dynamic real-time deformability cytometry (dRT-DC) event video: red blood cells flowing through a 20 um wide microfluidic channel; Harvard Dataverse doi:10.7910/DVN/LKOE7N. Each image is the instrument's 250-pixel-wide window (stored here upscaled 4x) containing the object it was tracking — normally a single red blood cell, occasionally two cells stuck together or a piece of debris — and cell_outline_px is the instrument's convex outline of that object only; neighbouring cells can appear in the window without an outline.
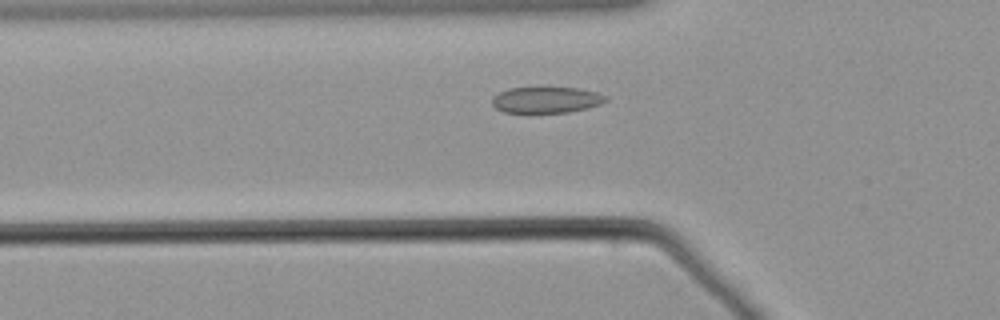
{"species": "common noctule bat (a hibernating species)", "species_latin": "Nyctalus noctula", "temperature_condition": "warm", "stored_images_in_passage": 48, "camera_frame_rate_fps": 3000, "um_per_image_px": 0.085, "animal": {"sex": "male", "body_mass_g": 21.5, "forearm_length_mm": 52.0}, "frame": {"image": 1, "passage_image": 10, "time_ms": 3.0, "image_size_px": [1000, 320], "cell_outline_px": [[608, 100], [600, 104], [588, 108], [568, 112], [504, 112], [496, 108], [492, 104], [492, 96], [508, 88], [576, 88], [596, 92], [608, 96]], "centroid_in_image_um": [46.44, 8.49], "position_along_channel_um": 79.4, "area_um2": 17.17}}
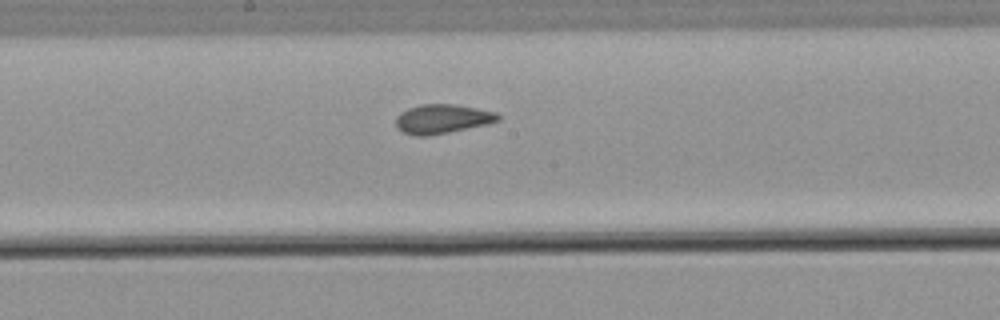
{"frame": {"image": 2, "passage_image": 21, "time_ms": 6.667, "image_size_px": [1000, 320], "cell_outline_px": [[500, 120], [488, 124], [428, 136], [416, 136], [400, 132], [396, 128], [396, 116], [400, 112], [408, 108], [420, 104], [456, 104], [496, 112], [500, 116]], "centroid_in_image_um": [37.56, 10.11], "position_along_channel_um": 210.6, "area_um2": 17.57}}
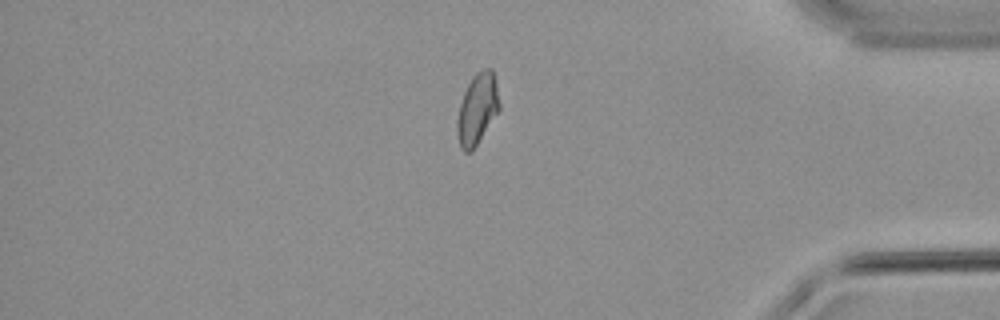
{"frame": {"image": 3, "passage_image": 39, "time_ms": 12.667, "image_size_px": [1000, 320], "cell_outline_px": [[500, 108], [472, 152], [464, 152], [460, 148], [456, 136], [456, 120], [460, 104], [464, 92], [472, 76], [476, 72], [484, 68], [492, 68], [496, 80], [500, 104]], "centroid_in_image_um": [40.55, 9.27], "position_along_channel_um": 394.6, "area_um2": 17.69}}